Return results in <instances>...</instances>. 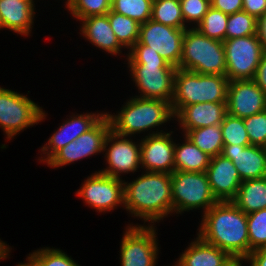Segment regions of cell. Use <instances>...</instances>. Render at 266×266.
<instances>
[{"label":"cell","instance_id":"40","mask_svg":"<svg viewBox=\"0 0 266 266\" xmlns=\"http://www.w3.org/2000/svg\"><path fill=\"white\" fill-rule=\"evenodd\" d=\"M242 10L256 19L266 12V0H242Z\"/></svg>","mask_w":266,"mask_h":266},{"label":"cell","instance_id":"6","mask_svg":"<svg viewBox=\"0 0 266 266\" xmlns=\"http://www.w3.org/2000/svg\"><path fill=\"white\" fill-rule=\"evenodd\" d=\"M173 214L203 209L204 214L218 201L214 197L206 172L171 173Z\"/></svg>","mask_w":266,"mask_h":266},{"label":"cell","instance_id":"4","mask_svg":"<svg viewBox=\"0 0 266 266\" xmlns=\"http://www.w3.org/2000/svg\"><path fill=\"white\" fill-rule=\"evenodd\" d=\"M228 84L225 75L199 74L177 68L171 102L173 114L191 104L227 102Z\"/></svg>","mask_w":266,"mask_h":266},{"label":"cell","instance_id":"13","mask_svg":"<svg viewBox=\"0 0 266 266\" xmlns=\"http://www.w3.org/2000/svg\"><path fill=\"white\" fill-rule=\"evenodd\" d=\"M130 138V139H129ZM109 131L103 152L108 166L99 170L110 177L120 178L124 173H134L141 168L140 142H134L131 137Z\"/></svg>","mask_w":266,"mask_h":266},{"label":"cell","instance_id":"28","mask_svg":"<svg viewBox=\"0 0 266 266\" xmlns=\"http://www.w3.org/2000/svg\"><path fill=\"white\" fill-rule=\"evenodd\" d=\"M151 19L178 29H187L180 0H153Z\"/></svg>","mask_w":266,"mask_h":266},{"label":"cell","instance_id":"22","mask_svg":"<svg viewBox=\"0 0 266 266\" xmlns=\"http://www.w3.org/2000/svg\"><path fill=\"white\" fill-rule=\"evenodd\" d=\"M80 34L95 47L120 56L122 48L118 41L107 15L89 16L80 20Z\"/></svg>","mask_w":266,"mask_h":266},{"label":"cell","instance_id":"5","mask_svg":"<svg viewBox=\"0 0 266 266\" xmlns=\"http://www.w3.org/2000/svg\"><path fill=\"white\" fill-rule=\"evenodd\" d=\"M180 69L199 74L225 75L223 42L206 37L192 26L185 29Z\"/></svg>","mask_w":266,"mask_h":266},{"label":"cell","instance_id":"21","mask_svg":"<svg viewBox=\"0 0 266 266\" xmlns=\"http://www.w3.org/2000/svg\"><path fill=\"white\" fill-rule=\"evenodd\" d=\"M34 0H0V27L22 36L31 34L35 17Z\"/></svg>","mask_w":266,"mask_h":266},{"label":"cell","instance_id":"3","mask_svg":"<svg viewBox=\"0 0 266 266\" xmlns=\"http://www.w3.org/2000/svg\"><path fill=\"white\" fill-rule=\"evenodd\" d=\"M116 115L105 112L111 124V130L123 136L132 137L146 130L147 135L165 133L163 130L153 131L162 124L174 119L171 104L161 99L130 97ZM173 118V119H172ZM152 131V132H151Z\"/></svg>","mask_w":266,"mask_h":266},{"label":"cell","instance_id":"39","mask_svg":"<svg viewBox=\"0 0 266 266\" xmlns=\"http://www.w3.org/2000/svg\"><path fill=\"white\" fill-rule=\"evenodd\" d=\"M210 3L213 8L228 15L242 11L243 8L242 0H210Z\"/></svg>","mask_w":266,"mask_h":266},{"label":"cell","instance_id":"10","mask_svg":"<svg viewBox=\"0 0 266 266\" xmlns=\"http://www.w3.org/2000/svg\"><path fill=\"white\" fill-rule=\"evenodd\" d=\"M138 97L161 99L170 104L174 96L176 67L170 64H128Z\"/></svg>","mask_w":266,"mask_h":266},{"label":"cell","instance_id":"7","mask_svg":"<svg viewBox=\"0 0 266 266\" xmlns=\"http://www.w3.org/2000/svg\"><path fill=\"white\" fill-rule=\"evenodd\" d=\"M42 107L25 94L0 86V128L8 140L46 119Z\"/></svg>","mask_w":266,"mask_h":266},{"label":"cell","instance_id":"2","mask_svg":"<svg viewBox=\"0 0 266 266\" xmlns=\"http://www.w3.org/2000/svg\"><path fill=\"white\" fill-rule=\"evenodd\" d=\"M124 209L154 226L173 213L171 174L145 171L132 182L124 180Z\"/></svg>","mask_w":266,"mask_h":266},{"label":"cell","instance_id":"32","mask_svg":"<svg viewBox=\"0 0 266 266\" xmlns=\"http://www.w3.org/2000/svg\"><path fill=\"white\" fill-rule=\"evenodd\" d=\"M257 19L245 11L228 16L225 39L256 35Z\"/></svg>","mask_w":266,"mask_h":266},{"label":"cell","instance_id":"37","mask_svg":"<svg viewBox=\"0 0 266 266\" xmlns=\"http://www.w3.org/2000/svg\"><path fill=\"white\" fill-rule=\"evenodd\" d=\"M180 4L184 22L188 28L191 24H193L192 28H195L211 6L210 0H180Z\"/></svg>","mask_w":266,"mask_h":266},{"label":"cell","instance_id":"29","mask_svg":"<svg viewBox=\"0 0 266 266\" xmlns=\"http://www.w3.org/2000/svg\"><path fill=\"white\" fill-rule=\"evenodd\" d=\"M228 16V14L210 6L202 21L195 28L206 37L223 42Z\"/></svg>","mask_w":266,"mask_h":266},{"label":"cell","instance_id":"43","mask_svg":"<svg viewBox=\"0 0 266 266\" xmlns=\"http://www.w3.org/2000/svg\"><path fill=\"white\" fill-rule=\"evenodd\" d=\"M256 36L266 51V12L257 19Z\"/></svg>","mask_w":266,"mask_h":266},{"label":"cell","instance_id":"46","mask_svg":"<svg viewBox=\"0 0 266 266\" xmlns=\"http://www.w3.org/2000/svg\"><path fill=\"white\" fill-rule=\"evenodd\" d=\"M27 262H25V263H19L18 265H16V266H33L28 260H26Z\"/></svg>","mask_w":266,"mask_h":266},{"label":"cell","instance_id":"17","mask_svg":"<svg viewBox=\"0 0 266 266\" xmlns=\"http://www.w3.org/2000/svg\"><path fill=\"white\" fill-rule=\"evenodd\" d=\"M106 113H86L70 115L62 125L49 137L48 142L41 147L43 157L38 160L47 163L61 148L75 141L81 134L90 130Z\"/></svg>","mask_w":266,"mask_h":266},{"label":"cell","instance_id":"14","mask_svg":"<svg viewBox=\"0 0 266 266\" xmlns=\"http://www.w3.org/2000/svg\"><path fill=\"white\" fill-rule=\"evenodd\" d=\"M185 29H178L149 19L140 25L138 42L151 47L170 65L180 68Z\"/></svg>","mask_w":266,"mask_h":266},{"label":"cell","instance_id":"33","mask_svg":"<svg viewBox=\"0 0 266 266\" xmlns=\"http://www.w3.org/2000/svg\"><path fill=\"white\" fill-rule=\"evenodd\" d=\"M249 255L252 251L266 247V209L247 214Z\"/></svg>","mask_w":266,"mask_h":266},{"label":"cell","instance_id":"35","mask_svg":"<svg viewBox=\"0 0 266 266\" xmlns=\"http://www.w3.org/2000/svg\"><path fill=\"white\" fill-rule=\"evenodd\" d=\"M67 9L80 21L89 16L106 15L111 10V3L108 0H71Z\"/></svg>","mask_w":266,"mask_h":266},{"label":"cell","instance_id":"30","mask_svg":"<svg viewBox=\"0 0 266 266\" xmlns=\"http://www.w3.org/2000/svg\"><path fill=\"white\" fill-rule=\"evenodd\" d=\"M152 4L153 0H114L111 10L142 24L151 19Z\"/></svg>","mask_w":266,"mask_h":266},{"label":"cell","instance_id":"11","mask_svg":"<svg viewBox=\"0 0 266 266\" xmlns=\"http://www.w3.org/2000/svg\"><path fill=\"white\" fill-rule=\"evenodd\" d=\"M76 195L97 212H110L118 206L124 208V180L99 171L92 173L81 184Z\"/></svg>","mask_w":266,"mask_h":266},{"label":"cell","instance_id":"47","mask_svg":"<svg viewBox=\"0 0 266 266\" xmlns=\"http://www.w3.org/2000/svg\"><path fill=\"white\" fill-rule=\"evenodd\" d=\"M70 2H71V0H66V4H65V6H66V8H68L69 7V5H70Z\"/></svg>","mask_w":266,"mask_h":266},{"label":"cell","instance_id":"26","mask_svg":"<svg viewBox=\"0 0 266 266\" xmlns=\"http://www.w3.org/2000/svg\"><path fill=\"white\" fill-rule=\"evenodd\" d=\"M186 135L201 151L210 157L220 155L223 150L221 124L187 130Z\"/></svg>","mask_w":266,"mask_h":266},{"label":"cell","instance_id":"15","mask_svg":"<svg viewBox=\"0 0 266 266\" xmlns=\"http://www.w3.org/2000/svg\"><path fill=\"white\" fill-rule=\"evenodd\" d=\"M174 132L147 135L140 140L141 169L171 174L174 171Z\"/></svg>","mask_w":266,"mask_h":266},{"label":"cell","instance_id":"44","mask_svg":"<svg viewBox=\"0 0 266 266\" xmlns=\"http://www.w3.org/2000/svg\"><path fill=\"white\" fill-rule=\"evenodd\" d=\"M11 250L9 245L0 239V260L7 259Z\"/></svg>","mask_w":266,"mask_h":266},{"label":"cell","instance_id":"27","mask_svg":"<svg viewBox=\"0 0 266 266\" xmlns=\"http://www.w3.org/2000/svg\"><path fill=\"white\" fill-rule=\"evenodd\" d=\"M111 28L115 33L119 43L127 49H131L138 41L140 23L130 17L110 10L107 14Z\"/></svg>","mask_w":266,"mask_h":266},{"label":"cell","instance_id":"45","mask_svg":"<svg viewBox=\"0 0 266 266\" xmlns=\"http://www.w3.org/2000/svg\"><path fill=\"white\" fill-rule=\"evenodd\" d=\"M247 262L246 259L243 258H234L230 263H228L226 266H243L242 263Z\"/></svg>","mask_w":266,"mask_h":266},{"label":"cell","instance_id":"16","mask_svg":"<svg viewBox=\"0 0 266 266\" xmlns=\"http://www.w3.org/2000/svg\"><path fill=\"white\" fill-rule=\"evenodd\" d=\"M266 110V94L253 80L229 81L227 113L245 118Z\"/></svg>","mask_w":266,"mask_h":266},{"label":"cell","instance_id":"25","mask_svg":"<svg viewBox=\"0 0 266 266\" xmlns=\"http://www.w3.org/2000/svg\"><path fill=\"white\" fill-rule=\"evenodd\" d=\"M232 202L245 214L266 209V177L242 181Z\"/></svg>","mask_w":266,"mask_h":266},{"label":"cell","instance_id":"19","mask_svg":"<svg viewBox=\"0 0 266 266\" xmlns=\"http://www.w3.org/2000/svg\"><path fill=\"white\" fill-rule=\"evenodd\" d=\"M221 154L232 161L242 181L266 177L264 147L224 144Z\"/></svg>","mask_w":266,"mask_h":266},{"label":"cell","instance_id":"9","mask_svg":"<svg viewBox=\"0 0 266 266\" xmlns=\"http://www.w3.org/2000/svg\"><path fill=\"white\" fill-rule=\"evenodd\" d=\"M229 81L253 80L264 49L256 35L223 41Z\"/></svg>","mask_w":266,"mask_h":266},{"label":"cell","instance_id":"38","mask_svg":"<svg viewBox=\"0 0 266 266\" xmlns=\"http://www.w3.org/2000/svg\"><path fill=\"white\" fill-rule=\"evenodd\" d=\"M127 52V64H169L157 51L138 41Z\"/></svg>","mask_w":266,"mask_h":266},{"label":"cell","instance_id":"20","mask_svg":"<svg viewBox=\"0 0 266 266\" xmlns=\"http://www.w3.org/2000/svg\"><path fill=\"white\" fill-rule=\"evenodd\" d=\"M226 114L227 102H205L182 107L174 115V119L178 121L182 132H185L187 130L219 125L224 120Z\"/></svg>","mask_w":266,"mask_h":266},{"label":"cell","instance_id":"18","mask_svg":"<svg viewBox=\"0 0 266 266\" xmlns=\"http://www.w3.org/2000/svg\"><path fill=\"white\" fill-rule=\"evenodd\" d=\"M206 174L218 202L232 201L235 198L242 180L230 159L222 154L211 157Z\"/></svg>","mask_w":266,"mask_h":266},{"label":"cell","instance_id":"8","mask_svg":"<svg viewBox=\"0 0 266 266\" xmlns=\"http://www.w3.org/2000/svg\"><path fill=\"white\" fill-rule=\"evenodd\" d=\"M128 225L120 244L121 266H156L159 257L156 226Z\"/></svg>","mask_w":266,"mask_h":266},{"label":"cell","instance_id":"23","mask_svg":"<svg viewBox=\"0 0 266 266\" xmlns=\"http://www.w3.org/2000/svg\"><path fill=\"white\" fill-rule=\"evenodd\" d=\"M233 259L228 252L208 244L197 235L172 266H226Z\"/></svg>","mask_w":266,"mask_h":266},{"label":"cell","instance_id":"31","mask_svg":"<svg viewBox=\"0 0 266 266\" xmlns=\"http://www.w3.org/2000/svg\"><path fill=\"white\" fill-rule=\"evenodd\" d=\"M26 260L33 266H80L66 252L53 247L34 250L27 256Z\"/></svg>","mask_w":266,"mask_h":266},{"label":"cell","instance_id":"1","mask_svg":"<svg viewBox=\"0 0 266 266\" xmlns=\"http://www.w3.org/2000/svg\"><path fill=\"white\" fill-rule=\"evenodd\" d=\"M197 235L233 258L249 256L247 214L232 201H221L210 207L202 216Z\"/></svg>","mask_w":266,"mask_h":266},{"label":"cell","instance_id":"36","mask_svg":"<svg viewBox=\"0 0 266 266\" xmlns=\"http://www.w3.org/2000/svg\"><path fill=\"white\" fill-rule=\"evenodd\" d=\"M251 145L264 147L266 144V110L243 118Z\"/></svg>","mask_w":266,"mask_h":266},{"label":"cell","instance_id":"12","mask_svg":"<svg viewBox=\"0 0 266 266\" xmlns=\"http://www.w3.org/2000/svg\"><path fill=\"white\" fill-rule=\"evenodd\" d=\"M111 124L105 114L90 130L81 134L75 141L61 148L46 164L51 168H59L74 161L90 158L103 153L104 144Z\"/></svg>","mask_w":266,"mask_h":266},{"label":"cell","instance_id":"24","mask_svg":"<svg viewBox=\"0 0 266 266\" xmlns=\"http://www.w3.org/2000/svg\"><path fill=\"white\" fill-rule=\"evenodd\" d=\"M184 142H175L174 170L187 172H206L211 157L201 151L186 135Z\"/></svg>","mask_w":266,"mask_h":266},{"label":"cell","instance_id":"42","mask_svg":"<svg viewBox=\"0 0 266 266\" xmlns=\"http://www.w3.org/2000/svg\"><path fill=\"white\" fill-rule=\"evenodd\" d=\"M246 260L249 266H266V247L252 251Z\"/></svg>","mask_w":266,"mask_h":266},{"label":"cell","instance_id":"41","mask_svg":"<svg viewBox=\"0 0 266 266\" xmlns=\"http://www.w3.org/2000/svg\"><path fill=\"white\" fill-rule=\"evenodd\" d=\"M253 81L266 94V51H264Z\"/></svg>","mask_w":266,"mask_h":266},{"label":"cell","instance_id":"34","mask_svg":"<svg viewBox=\"0 0 266 266\" xmlns=\"http://www.w3.org/2000/svg\"><path fill=\"white\" fill-rule=\"evenodd\" d=\"M224 144L251 145L243 118L226 114L221 123Z\"/></svg>","mask_w":266,"mask_h":266}]
</instances>
